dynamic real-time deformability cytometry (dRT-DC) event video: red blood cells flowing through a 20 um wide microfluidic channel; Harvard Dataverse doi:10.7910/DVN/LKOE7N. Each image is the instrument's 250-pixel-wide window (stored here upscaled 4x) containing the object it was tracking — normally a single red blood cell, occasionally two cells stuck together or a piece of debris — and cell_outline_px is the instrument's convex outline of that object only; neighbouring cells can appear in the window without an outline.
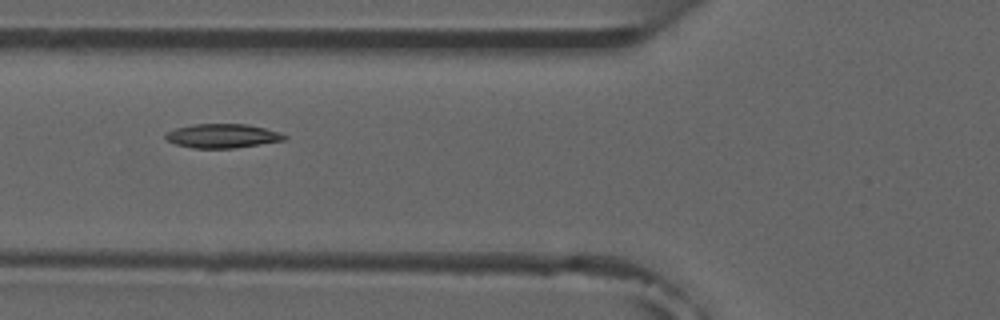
{"species": "common noctule bat (a hibernating species)", "species_latin": "Nyctalus noctula", "temperature_condition": "room temperature", "stored_images_in_passage": 7, "camera_frame_rate_fps": 3000, "um_per_image_px": 0.085, "animal": {"sex": "male", "forearm_length_mm": 52.5}, "frame": {"image": 1, "passage_image": 5, "time_ms": 4.333, "image_size_px": [1000, 320], "cell_outline_px": [[288, 136], [284, 140], [232, 148], [192, 148], [176, 144], [168, 140], [164, 136], [164, 132], [176, 128], [196, 124], [248, 124], [280, 132]], "centroid_in_image_um": [18.88, 11.54], "position_along_channel_um": 106.9, "area_um2": 16.53}}
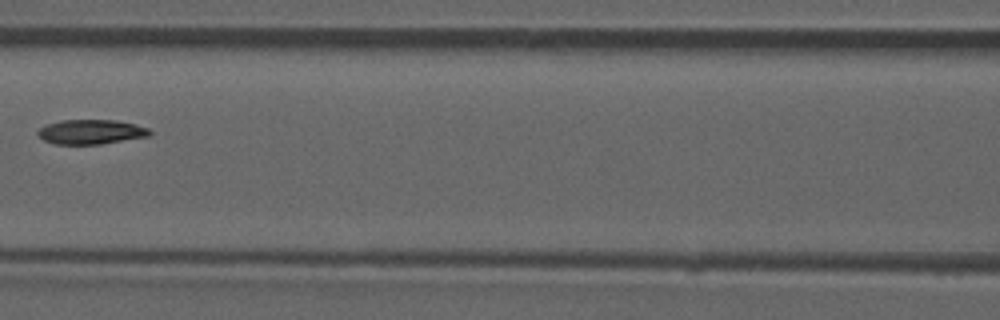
{"frame": {"image": 2, "passage_image": 6, "time_ms": 5.667, "image_size_px": [1000, 320], "cell_outline_px": [[152, 132], [148, 136], [100, 144], [56, 144], [44, 140], [36, 132], [40, 128], [48, 124], [60, 120], [116, 120], [136, 124], [148, 128]], "centroid_in_image_um": [7.74, 11.2], "position_along_channel_um": 158.9, "area_um2": 15.9}}